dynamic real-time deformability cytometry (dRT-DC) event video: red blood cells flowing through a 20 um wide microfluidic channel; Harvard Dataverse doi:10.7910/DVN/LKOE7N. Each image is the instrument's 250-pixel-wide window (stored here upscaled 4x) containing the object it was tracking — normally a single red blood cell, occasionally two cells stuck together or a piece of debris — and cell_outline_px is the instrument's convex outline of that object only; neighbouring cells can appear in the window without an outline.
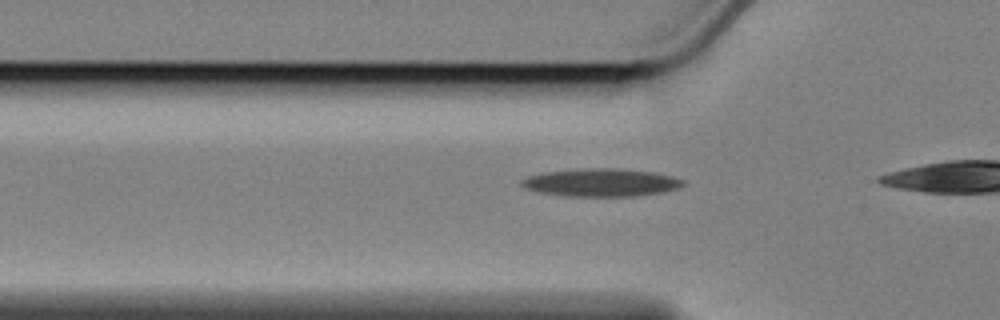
{"species": "Egyptian fruit bat (a non-hibernating species)", "species_latin": "Rousettus aegyptiacus", "temperature_condition": "cold", "stored_images_in_passage": 9, "camera_frame_rate_fps": 3000, "um_per_image_px": 0.085, "animal": {"sex": "female"}, "frame": {"image": 1, "passage_image": 6, "time_ms": 1.667, "image_size_px": [1000, 320], "cell_outline_px": [[684, 184], [680, 188], [664, 192], [632, 196], [568, 196], [540, 192], [524, 188], [520, 184], [520, 180], [528, 176], [540, 172], [576, 168], [616, 168], [652, 172], [672, 176], [684, 180]], "centroid_in_image_um": [51.06, 15.5], "position_along_channel_um": 74.7, "area_um2": 26.47}}